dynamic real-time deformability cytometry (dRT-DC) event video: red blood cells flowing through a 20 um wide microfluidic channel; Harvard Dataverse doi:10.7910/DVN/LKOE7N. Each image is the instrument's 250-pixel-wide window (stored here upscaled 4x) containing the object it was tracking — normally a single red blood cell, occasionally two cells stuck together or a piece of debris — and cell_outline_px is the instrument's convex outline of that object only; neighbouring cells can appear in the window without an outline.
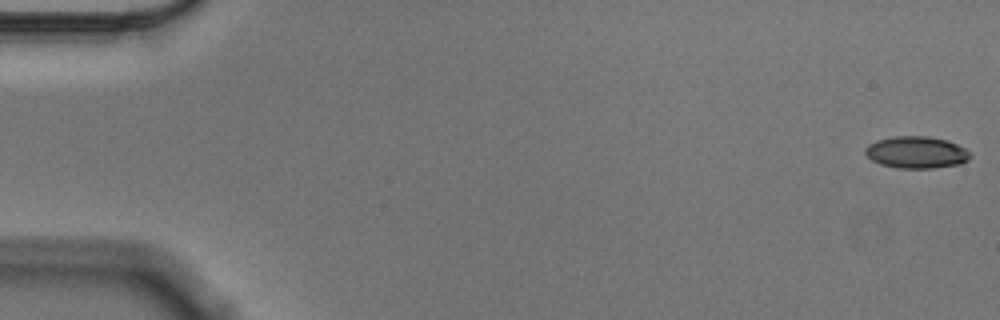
{"species": "Egyptian fruit bat (a non-hibernating species)", "species_latin": "Rousettus aegyptiacus", "temperature_condition": "cold", "stored_images_in_passage": 57, "camera_frame_rate_fps": 3000, "um_per_image_px": 0.085, "animal": {"sex": "male"}, "frame": {"image": 1, "passage_image": 1, "time_ms": 0.0, "image_size_px": [1000, 320], "cell_outline_px": [[972, 156], [968, 160], [960, 164], [932, 168], [896, 168], [880, 164], [872, 160], [864, 152], [864, 148], [868, 144], [876, 140], [892, 136], [928, 136], [948, 140], [964, 148]], "centroid_in_image_um": [77.87, 12.94], "position_along_channel_um": 7.1, "area_um2": 19.65}}
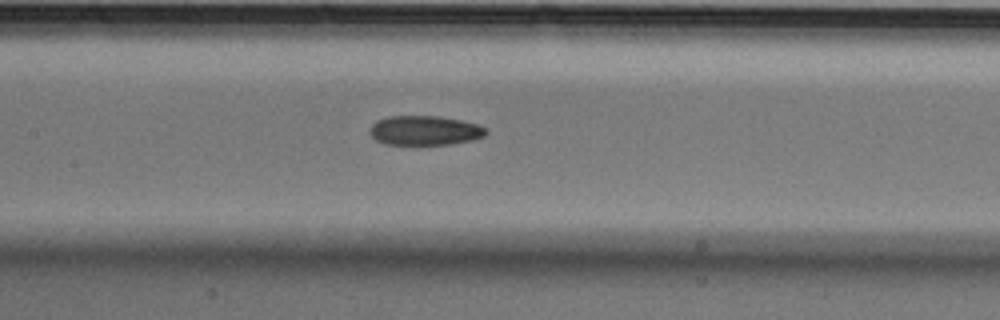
{"frame": {"image": 2, "passage_image": 27, "time_ms": 8.667, "image_size_px": [1000, 320], "cell_outline_px": [[488, 132], [484, 136], [472, 140], [452, 144], [384, 144], [376, 140], [368, 132], [368, 128], [376, 120], [388, 116], [440, 116], [464, 120], [488, 128]], "centroid_in_image_um": [36.1, 11.08], "position_along_channel_um": 171.3, "area_um2": 20.23}}
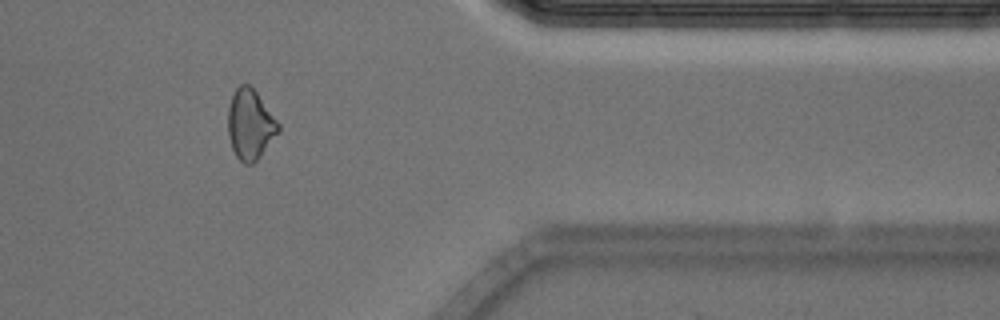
{"frame": {"image": 3, "passage_image": 47, "time_ms": 15.333, "image_size_px": [1000, 320], "cell_outline_px": [[280, 132], [260, 156], [252, 164], [244, 164], [236, 156], [232, 148], [228, 136], [228, 108], [232, 96], [236, 88], [240, 84], [248, 84], [256, 92], [280, 124]], "centroid_in_image_um": [21.27, 10.6], "position_along_channel_um": 390.1, "area_um2": 20.52}, "authors_computed_cell_mechanics": {"area_um2": 20.4034, "velocity_mm_per_s": 3.553, "shape_relaxation_time_tau1_ms": 8.3335, "shape_relaxation_time_tau2_ms": null, "deformation_change_tau1": 0.1398, "deformation_change_tau2": null}}